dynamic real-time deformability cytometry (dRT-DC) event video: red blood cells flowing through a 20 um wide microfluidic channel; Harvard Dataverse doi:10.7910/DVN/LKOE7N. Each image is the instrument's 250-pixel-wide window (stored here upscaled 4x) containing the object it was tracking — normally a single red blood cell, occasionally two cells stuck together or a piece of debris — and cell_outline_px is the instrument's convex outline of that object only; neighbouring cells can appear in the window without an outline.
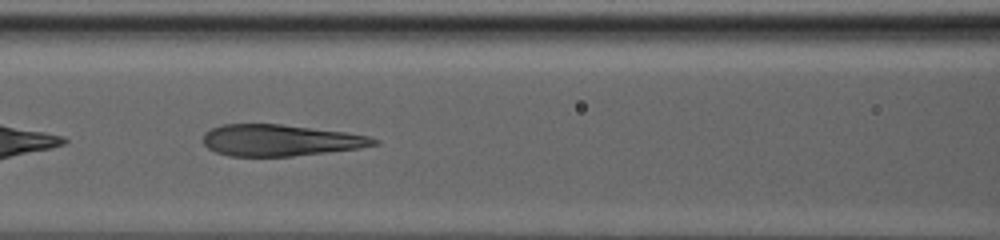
{"species": "human", "species_latin": "Homo sapiens", "temperature_condition": "warm", "stored_images_in_passage": 37, "camera_frame_rate_fps": 3000, "um_per_image_px": 0.085, "donor": {"sex": "male"}, "frame": {"image": 1, "passage_image": 9, "time_ms": 2.667, "image_size_px": [1000, 240], "cell_outline_px": [[380, 144], [360, 148], [292, 156], [228, 156], [216, 152], [208, 148], [204, 144], [204, 132], [212, 128], [224, 124], [280, 124], [348, 132], [368, 136], [380, 140]], "centroid_in_image_um": [23.85, 11.92], "position_along_channel_um": 142.7, "area_um2": 31.33}}
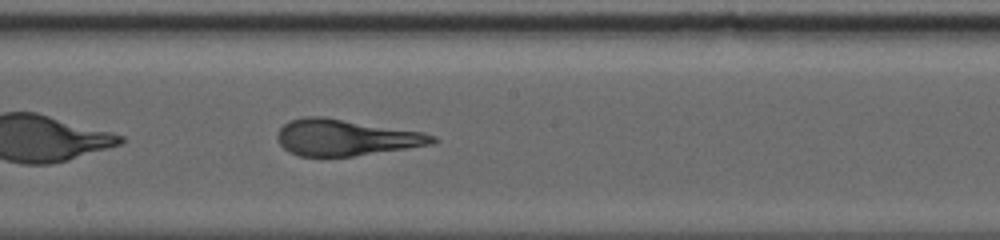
{"frame": {"image": 2, "passage_image": 17, "time_ms": 5.333, "image_size_px": [1000, 240], "cell_outline_px": [[440, 140], [432, 144], [408, 148], [352, 156], [300, 156], [288, 152], [280, 144], [276, 136], [280, 128], [288, 120], [304, 116], [324, 116], [424, 132], [436, 136]], "centroid_in_image_um": [29.39, 11.67], "position_along_channel_um": 218.8, "area_um2": 33.0}}
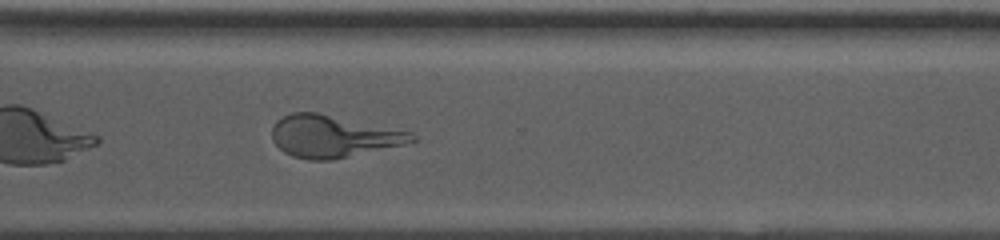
{"frame": {"image": 3, "passage_image": 30, "time_ms": 9.667, "image_size_px": [1000, 240], "cell_outline_px": [[416, 140], [404, 144], [332, 160], [308, 160], [292, 156], [284, 152], [272, 140], [272, 128], [276, 120], [292, 112], [316, 112], [412, 132], [416, 136]], "centroid_in_image_um": [28.28, 11.59], "position_along_channel_um": 342.3, "area_um2": 34.04}}